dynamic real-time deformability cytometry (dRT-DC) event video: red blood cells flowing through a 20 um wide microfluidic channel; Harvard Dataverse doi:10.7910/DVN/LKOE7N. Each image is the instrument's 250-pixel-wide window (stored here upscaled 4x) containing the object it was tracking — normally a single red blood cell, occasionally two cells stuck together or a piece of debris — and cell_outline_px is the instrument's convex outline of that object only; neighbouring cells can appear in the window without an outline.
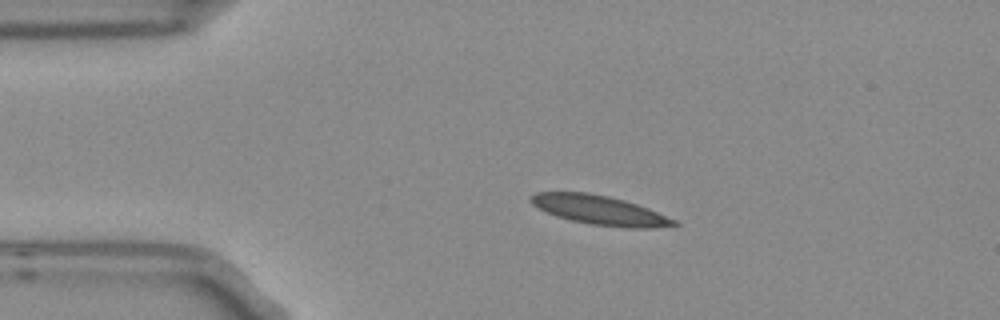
{"species": "Egyptian fruit bat (a non-hibernating species)", "species_latin": "Rousettus aegyptiacus", "temperature_condition": "room temperature", "stored_images_in_passage": 4, "camera_frame_rate_fps": 3000, "um_per_image_px": 0.085, "frame": {"image": 1, "passage_image": 3, "time_ms": 0.667, "image_size_px": [1000, 320], "cell_outline_px": [[680, 224], [652, 228], [628, 228], [592, 224], [572, 220], [556, 216], [532, 204], [528, 200], [528, 196], [536, 192], [588, 192], [608, 196], [624, 200], [648, 208], [676, 220]], "centroid_in_image_um": [50.95, 17.85], "position_along_channel_um": 34.0, "area_um2": 24.22}}
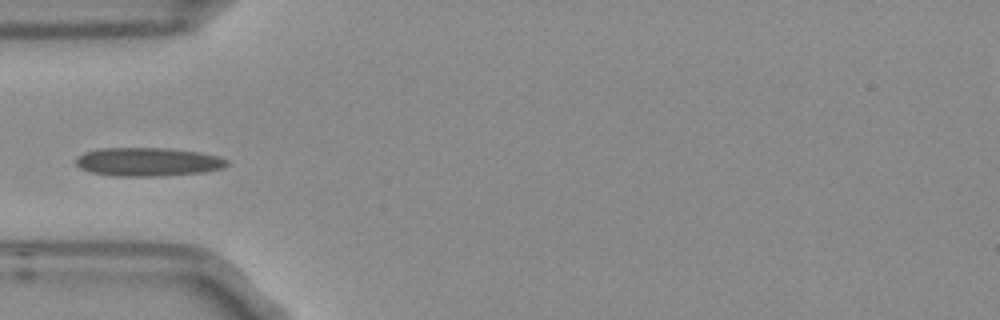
{"frame": {"image": 2, "passage_image": 4, "time_ms": 1.0, "image_size_px": [1000, 320], "cell_outline_px": [[228, 164], [224, 168], [204, 172], [160, 176], [112, 176], [92, 172], [80, 168], [76, 164], [76, 156], [84, 152], [100, 148], [168, 148], [196, 152], [216, 156], [228, 160]], "centroid_in_image_um": [12.54, 13.76], "position_along_channel_um": 72.5, "area_um2": 25.14}}